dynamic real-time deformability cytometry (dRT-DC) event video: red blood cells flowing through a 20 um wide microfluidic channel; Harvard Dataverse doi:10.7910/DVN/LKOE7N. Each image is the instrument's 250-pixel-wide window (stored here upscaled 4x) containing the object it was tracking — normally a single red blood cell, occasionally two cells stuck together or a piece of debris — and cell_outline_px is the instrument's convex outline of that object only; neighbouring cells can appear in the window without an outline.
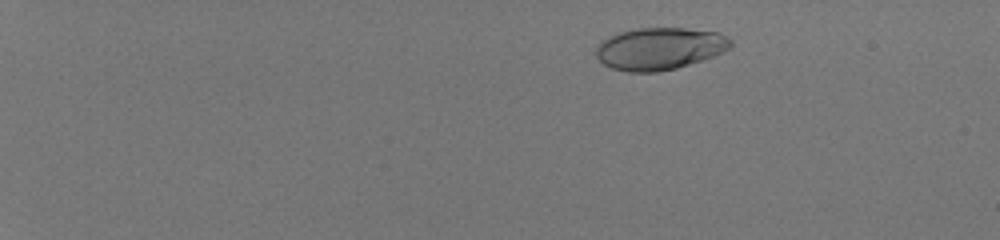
{"species": "human", "species_latin": "Homo sapiens", "temperature_condition": "room temperature", "stored_images_in_passage": 52, "camera_frame_rate_fps": 3000, "um_per_image_px": 0.085, "donor": {"sex": "male"}, "frame": {"image": 1, "passage_image": 8, "time_ms": 2.333, "image_size_px": [1000, 240], "cell_outline_px": [[732, 48], [724, 52], [676, 68], [656, 72], [628, 72], [612, 68], [604, 64], [596, 56], [596, 48], [608, 36], [620, 32], [640, 28], [684, 28], [716, 32], [728, 36], [732, 40]], "centroid_in_image_um": [56.09, 4.13], "position_along_channel_um": 28.9, "area_um2": 32.95}}
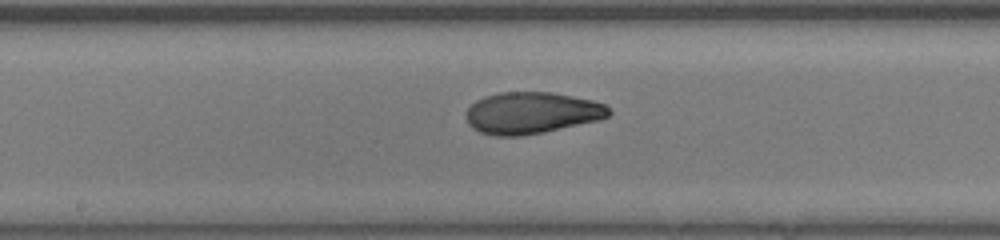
{"frame": {"image": 2, "passage_image": 32, "time_ms": 10.333, "image_size_px": [1000, 240], "cell_outline_px": [[612, 112], [608, 116], [600, 120], [544, 132], [524, 136], [496, 136], [480, 132], [472, 128], [468, 124], [464, 116], [468, 108], [476, 100], [484, 96], [500, 92], [552, 92], [592, 100], [604, 104]], "centroid_in_image_um": [45.16, 9.6], "position_along_channel_um": 203.0, "area_um2": 34.91}}
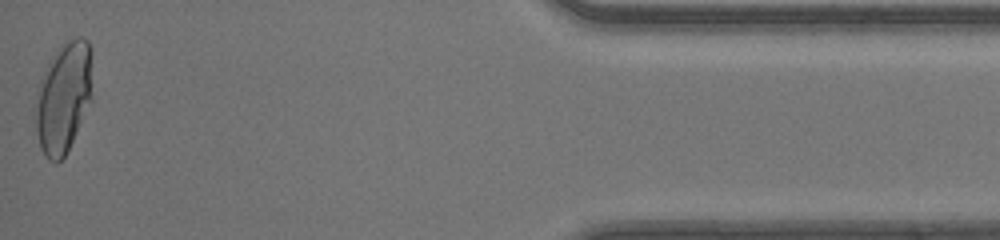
{"frame": {"image": 3, "passage_image": 52, "time_ms": 17.0, "image_size_px": [1000, 240], "cell_outline_px": [[92, 100], [64, 156], [56, 164], [48, 160], [44, 156], [40, 148], [36, 132], [36, 108], [40, 80], [44, 72], [60, 48], [72, 36], [84, 36], [88, 40], [92, 48]], "centroid_in_image_um": [5.44, 8.27], "position_along_channel_um": 429.8, "area_um2": 36.53}, "authors_computed_cell_mechanics": {"area_um2": 34.1309, "velocity_mm_per_s": 4.2054, "shape_relaxation_time_tau1_ms": 6.5796, "shape_relaxation_time_tau2_ms": 0.8094, "deformation_change_tau1": 0.2468, "deformation_change_tau2": 0.0522}}